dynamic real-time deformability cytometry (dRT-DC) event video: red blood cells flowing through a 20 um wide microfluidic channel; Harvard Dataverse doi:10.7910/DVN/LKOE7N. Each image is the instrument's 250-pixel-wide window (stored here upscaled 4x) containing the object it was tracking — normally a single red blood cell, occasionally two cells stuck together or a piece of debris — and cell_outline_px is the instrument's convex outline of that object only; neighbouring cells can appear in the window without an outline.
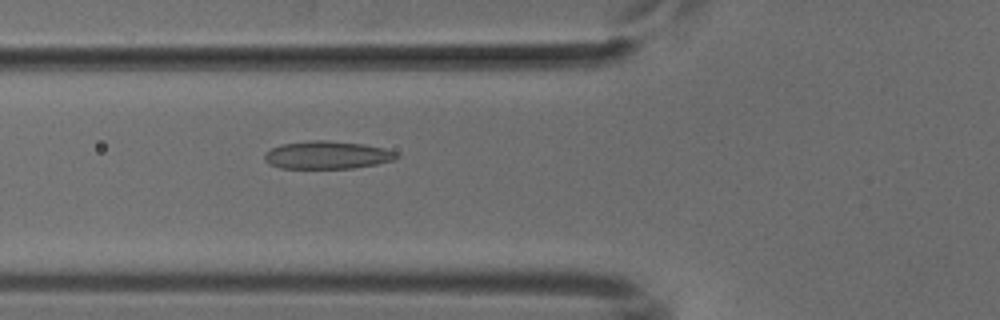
{"species": "common noctule bat (a hibernating species)", "species_latin": "Nyctalus noctula", "temperature_condition": "cold", "stored_images_in_passage": 52, "camera_frame_rate_fps": 3000, "um_per_image_px": 0.085, "animal": {"sex": "male", "body_mass_g": 18.8}, "frame": {"image": 1, "passage_image": 19, "time_ms": 6.0, "image_size_px": [1000, 320], "cell_outline_px": [[400, 156], [396, 160], [376, 164], [352, 168], [280, 168], [268, 164], [264, 160], [264, 152], [280, 144], [312, 140], [328, 140], [364, 144], [384, 148], [396, 152]], "centroid_in_image_um": [27.8, 13.17], "position_along_channel_um": 98.0, "area_um2": 21.62}}
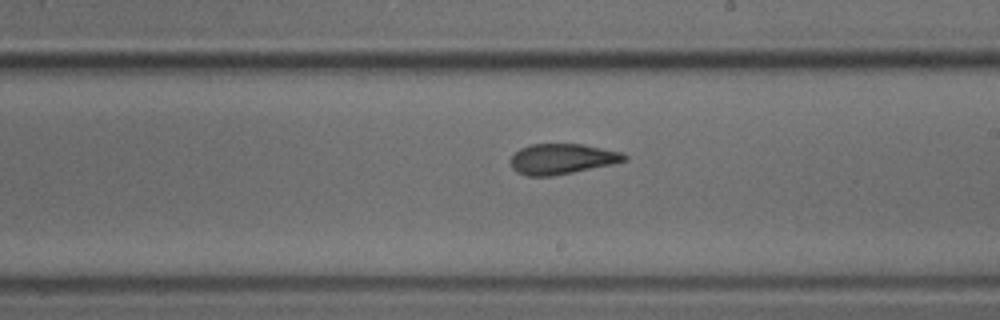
{"frame": {"image": 2, "passage_image": 30, "time_ms": 9.667, "image_size_px": [1000, 320], "cell_outline_px": [[628, 160], [612, 164], [552, 176], [528, 176], [516, 172], [512, 168], [512, 156], [520, 148], [532, 144], [584, 144], [624, 152], [628, 156]], "centroid_in_image_um": [47.82, 13.5], "position_along_channel_um": 241.2, "area_um2": 20.17}}
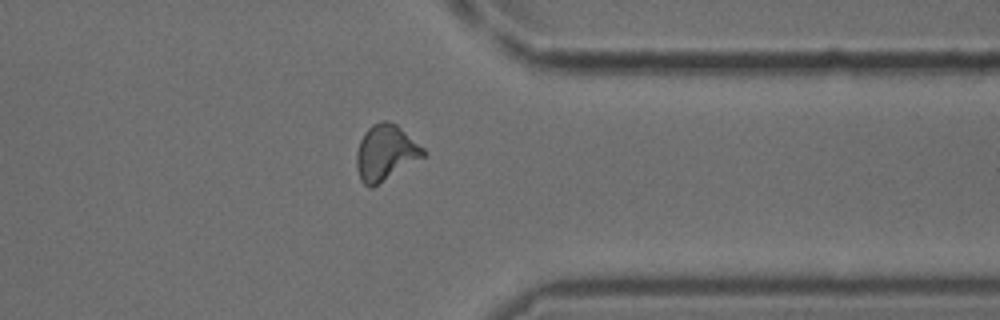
{"frame": {"image": 3, "passage_image": 41, "time_ms": 13.333, "image_size_px": [1000, 320], "cell_outline_px": [[428, 152], [424, 156], [372, 188], [368, 188], [360, 180], [356, 168], [356, 152], [360, 140], [364, 132], [372, 124], [380, 120], [388, 120], [396, 124], [424, 148]], "centroid_in_image_um": [32.74, 12.97], "position_along_channel_um": 378.7, "area_um2": 21.73}}